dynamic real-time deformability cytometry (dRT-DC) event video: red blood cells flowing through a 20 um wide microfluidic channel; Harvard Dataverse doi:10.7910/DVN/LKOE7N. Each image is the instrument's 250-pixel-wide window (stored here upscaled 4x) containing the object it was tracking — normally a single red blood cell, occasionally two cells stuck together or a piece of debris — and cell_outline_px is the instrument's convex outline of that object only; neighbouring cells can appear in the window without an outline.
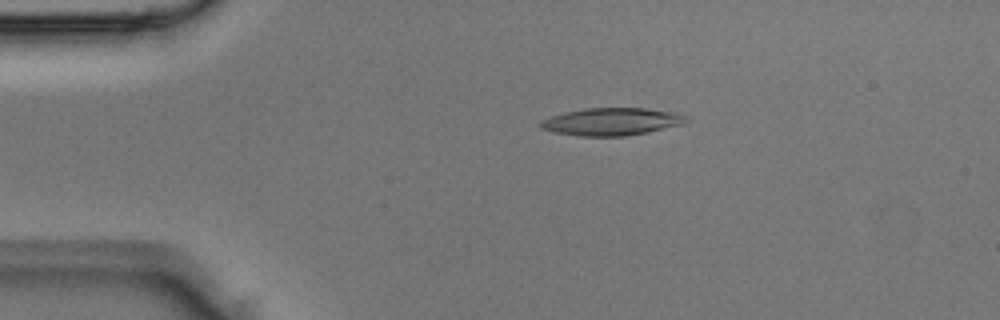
{"species": "Egyptian fruit bat (a non-hibernating species)", "species_latin": "Rousettus aegyptiacus", "temperature_condition": "room temperature", "stored_images_in_passage": 2, "camera_frame_rate_fps": 3000, "um_per_image_px": 0.085, "animal": {"sex": "male"}, "frame": {"image": 1, "passage_image": 1, "time_ms": 0.0, "image_size_px": [1000, 320], "cell_outline_px": [[692, 120], [684, 124], [648, 132], [624, 136], [580, 136], [556, 132], [540, 128], [536, 124], [540, 120], [564, 112], [584, 108], [644, 108], [672, 112], [684, 116]], "centroid_in_image_um": [51.97, 10.34], "position_along_channel_um": 33.0, "area_um2": 23.41}}